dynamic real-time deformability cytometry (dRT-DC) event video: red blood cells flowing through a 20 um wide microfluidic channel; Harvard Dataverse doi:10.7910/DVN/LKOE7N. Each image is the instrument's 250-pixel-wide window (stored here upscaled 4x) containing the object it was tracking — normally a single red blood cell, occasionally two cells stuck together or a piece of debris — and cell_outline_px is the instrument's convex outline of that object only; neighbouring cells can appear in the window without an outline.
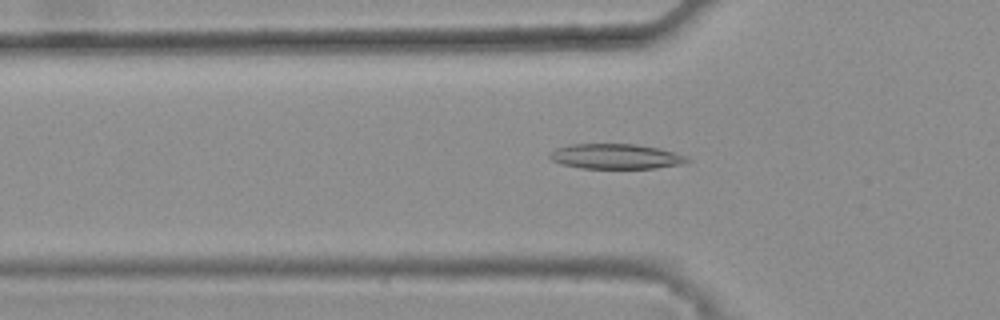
{"species": "common noctule bat (a hibernating species)", "species_latin": "Nyctalus noctula", "temperature_condition": "warm", "stored_images_in_passage": 18, "camera_frame_rate_fps": 3000, "um_per_image_px": 0.085, "animal": {"sex": "female", "body_mass_g": 25.1}, "frame": {"image": 1, "passage_image": 7, "time_ms": 2.0, "image_size_px": [1000, 320], "cell_outline_px": [[692, 160], [680, 164], [656, 168], [580, 168], [560, 164], [552, 160], [548, 156], [548, 152], [556, 148], [568, 144], [636, 144], [660, 148], [688, 156]], "centroid_in_image_um": [52.32, 13.29], "position_along_channel_um": 73.5, "area_um2": 20.29}}
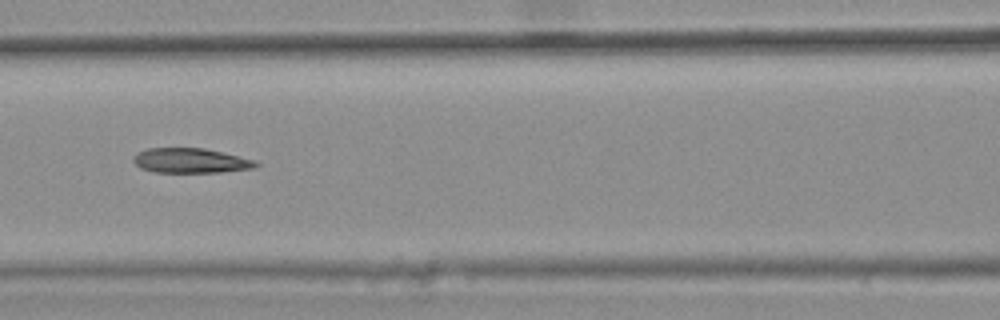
{"frame": {"image": 2, "passage_image": 13, "time_ms": 4.0, "image_size_px": [1000, 320], "cell_outline_px": [[260, 164], [256, 168], [220, 172], [152, 172], [140, 168], [132, 160], [132, 156], [136, 152], [148, 148], [204, 148], [256, 160]], "centroid_in_image_um": [16.19, 13.65], "position_along_channel_um": 150.4, "area_um2": 17.86}}
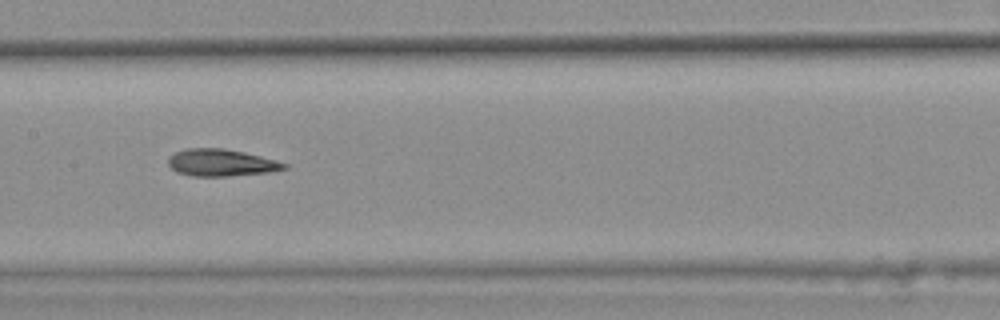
{"frame": {"image": 3, "passage_image": 16, "time_ms": 5.0, "image_size_px": [1000, 320], "cell_outline_px": [[288, 168], [268, 172], [228, 176], [192, 176], [176, 172], [168, 164], [168, 156], [176, 152], [188, 148], [224, 148], [244, 152], [276, 160], [288, 164]], "centroid_in_image_um": [18.79, 13.82], "position_along_channel_um": 188.6, "area_um2": 18.26}}